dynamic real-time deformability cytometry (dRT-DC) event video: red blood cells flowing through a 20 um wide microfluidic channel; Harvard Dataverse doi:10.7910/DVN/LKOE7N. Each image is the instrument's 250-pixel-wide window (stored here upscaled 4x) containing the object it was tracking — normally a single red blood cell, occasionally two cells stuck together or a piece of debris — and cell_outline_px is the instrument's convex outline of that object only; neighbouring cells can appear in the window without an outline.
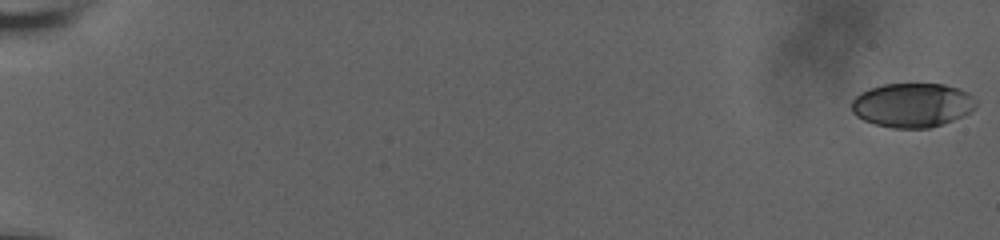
{"species": "human", "species_latin": "Homo sapiens", "temperature_condition": "room temperature", "stored_images_in_passage": 11, "camera_frame_rate_fps": 3000, "um_per_image_px": 0.085, "donor": {"sex": "male"}, "frame": {"image": 1, "passage_image": 1, "time_ms": 0.0, "image_size_px": [1000, 240], "cell_outline_px": [[976, 108], [964, 116], [928, 128], [892, 128], [876, 124], [864, 120], [856, 116], [852, 112], [852, 100], [860, 92], [884, 84], [944, 84], [968, 92], [976, 100]], "centroid_in_image_um": [77.55, 8.93], "position_along_channel_um": 7.4, "area_um2": 31.96}}
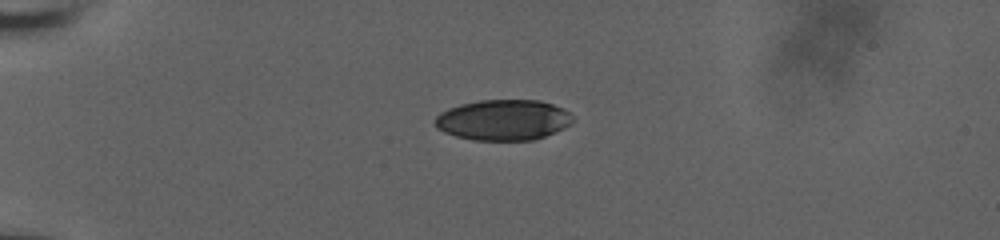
{"frame": {"image": 2, "passage_image": 8, "time_ms": 2.333, "image_size_px": [1000, 240], "cell_outline_px": [[572, 124], [556, 132], [536, 140], [472, 140], [456, 136], [444, 132], [436, 128], [436, 116], [440, 112], [448, 108], [460, 104], [480, 100], [540, 100], [564, 108], [572, 116]], "centroid_in_image_um": [42.8, 10.2], "position_along_channel_um": 42.2, "area_um2": 32.83}}
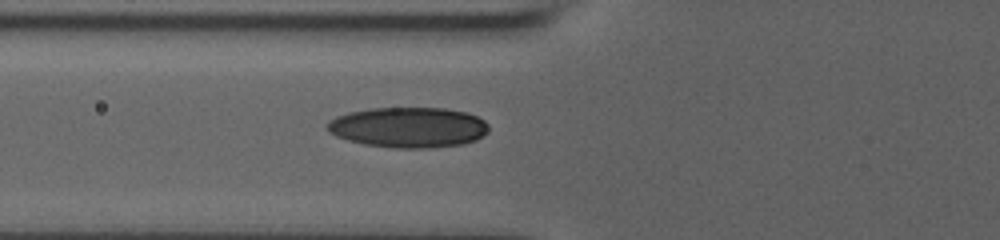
{"frame": {"image": 3, "passage_image": 11, "time_ms": 3.333, "image_size_px": [1000, 240], "cell_outline_px": [[488, 132], [484, 136], [476, 140], [464, 144], [432, 148], [396, 148], [364, 144], [348, 140], [336, 136], [328, 132], [324, 128], [328, 120], [336, 116], [348, 112], [372, 108], [444, 108], [464, 112], [476, 116], [484, 120], [488, 124]], "centroid_in_image_um": [34.7, 10.83], "position_along_channel_um": 91.1, "area_um2": 38.38}}